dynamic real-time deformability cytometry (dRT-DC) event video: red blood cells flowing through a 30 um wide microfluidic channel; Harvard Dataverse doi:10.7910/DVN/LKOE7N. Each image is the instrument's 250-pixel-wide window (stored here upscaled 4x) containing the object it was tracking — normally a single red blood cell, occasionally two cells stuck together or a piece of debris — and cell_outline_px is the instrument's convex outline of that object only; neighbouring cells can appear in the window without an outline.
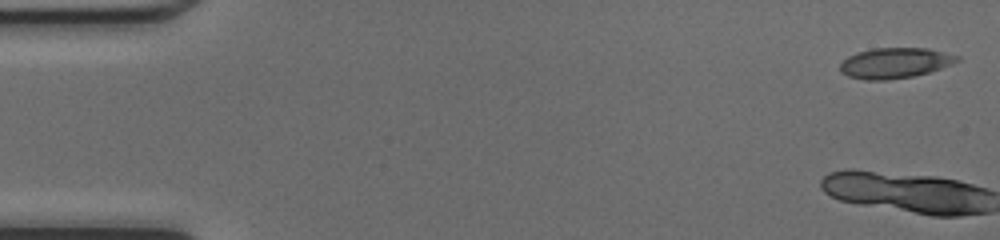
{"species": "common noctule bat (a hibernating species)", "species_latin": "Nyctalus noctula", "temperature_condition": "cold", "stored_images_in_passage": 11, "camera_frame_rate_fps": 3000, "um_per_image_px": 0.085, "animal": {"sex": "female", "body_mass_g": 17.0, "forearm_length_mm": 48.0}, "frame": {"image": 1, "passage_image": 1, "time_ms": 0.0, "image_size_px": [1000, 240], "cell_outline_px": [[960, 60], [952, 64], [928, 72], [912, 76], [888, 80], [864, 80], [848, 76], [840, 72], [840, 64], [848, 56], [856, 52], [872, 48], [928, 48], [960, 56]], "centroid_in_image_um": [76.05, 5.35], "position_along_channel_um": 9.0, "area_um2": 20.81}}